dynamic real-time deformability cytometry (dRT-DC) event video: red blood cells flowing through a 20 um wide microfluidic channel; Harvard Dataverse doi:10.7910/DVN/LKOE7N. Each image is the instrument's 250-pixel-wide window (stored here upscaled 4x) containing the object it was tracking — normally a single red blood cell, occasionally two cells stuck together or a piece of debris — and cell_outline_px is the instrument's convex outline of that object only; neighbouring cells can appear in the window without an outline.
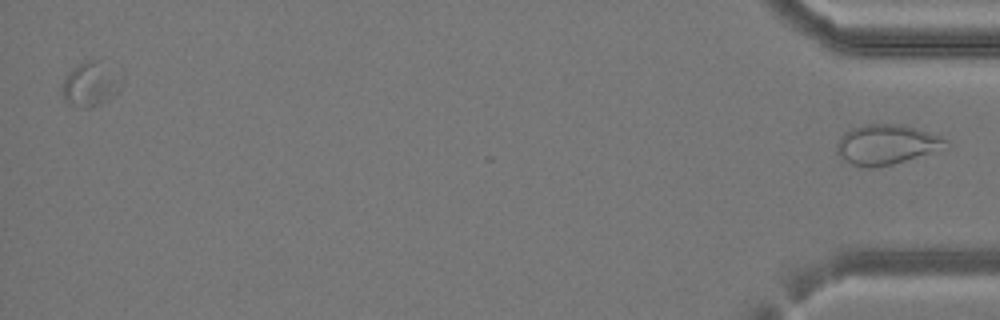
{"species": "common noctule bat (a hibernating species)", "species_latin": "Nyctalus noctula", "temperature_condition": "cold", "stored_images_in_passage": 36, "segment_of_instrument_passage": [2, 2], "camera_frame_rate_fps": 3000, "um_per_image_px": 0.085, "animal": {"sex": "female", "body_mass_g": 24.6, "forearm_length_mm": 56.2}, "frame": {"image": 1, "passage_image": 36, "time_ms": 11.667, "image_size_px": [1000, 320], "cell_outline_px": [[948, 148], [892, 164], [872, 168], [868, 168], [852, 164], [844, 160], [836, 152], [836, 144], [840, 136], [844, 132], [852, 128], [864, 124], [904, 124], [940, 136], [948, 140]], "centroid_in_image_um": [75.35, 12.28], "position_along_channel_um": 359.9, "area_um2": 25.55}}